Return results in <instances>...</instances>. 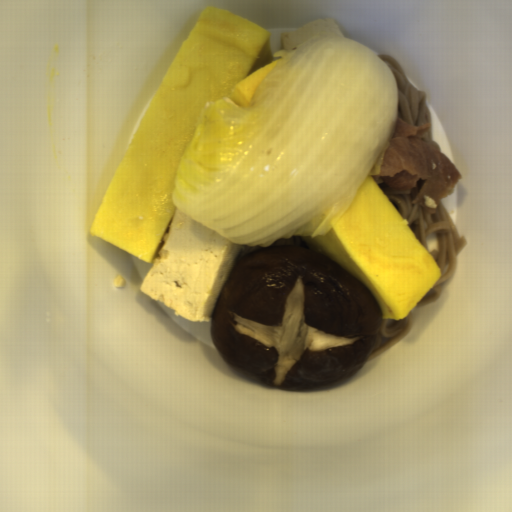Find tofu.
Masks as SVG:
<instances>
[{
    "label": "tofu",
    "instance_id": "tofu-2",
    "mask_svg": "<svg viewBox=\"0 0 512 512\" xmlns=\"http://www.w3.org/2000/svg\"><path fill=\"white\" fill-rule=\"evenodd\" d=\"M312 36H331L347 39L346 31L332 17L316 19L292 31L280 33L279 46L282 51H293Z\"/></svg>",
    "mask_w": 512,
    "mask_h": 512
},
{
    "label": "tofu",
    "instance_id": "tofu-1",
    "mask_svg": "<svg viewBox=\"0 0 512 512\" xmlns=\"http://www.w3.org/2000/svg\"><path fill=\"white\" fill-rule=\"evenodd\" d=\"M257 249L238 245L176 206L159 257L140 291L191 322H208L240 257Z\"/></svg>",
    "mask_w": 512,
    "mask_h": 512
}]
</instances>
